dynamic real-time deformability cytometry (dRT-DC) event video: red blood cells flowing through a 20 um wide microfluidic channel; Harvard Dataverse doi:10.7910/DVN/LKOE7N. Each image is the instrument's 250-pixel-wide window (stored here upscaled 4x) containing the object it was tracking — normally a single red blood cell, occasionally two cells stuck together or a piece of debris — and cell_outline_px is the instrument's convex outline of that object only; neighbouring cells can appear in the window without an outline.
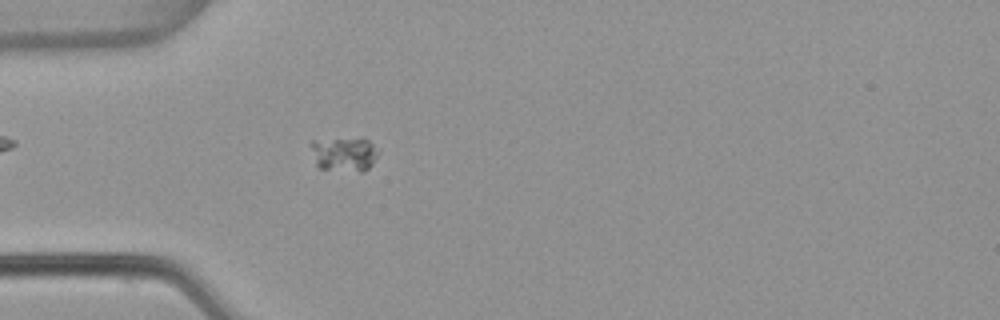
{"species": "common noctule bat (a hibernating species)", "species_latin": "Nyctalus noctula", "temperature_condition": "warm", "stored_images_in_passage": 54, "camera_frame_rate_fps": 3000, "um_per_image_px": 0.085, "animal": {"sex": "female", "body_mass_g": 22.7, "forearm_length_mm": 54.2}, "frame": {"image": 1, "passage_image": 16, "time_ms": 5.0, "image_size_px": [1000, 320], "cell_outline_px": [[380, 152], [372, 164], [364, 172], [360, 172], [320, 168], [316, 164], [312, 148], [312, 140], [360, 136], [368, 140]], "centroid_in_image_um": [29.3, 13.06], "position_along_channel_um": 55.7, "area_um2": 13.76}}
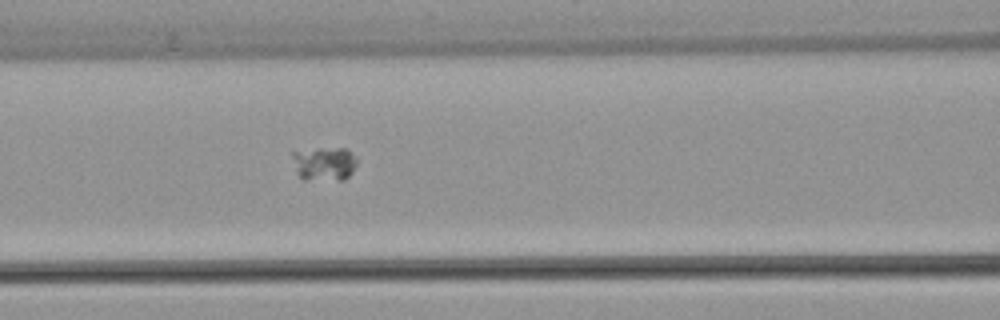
{"frame": {"image": 2, "passage_image": 23, "time_ms": 7.333, "image_size_px": [1000, 320], "cell_outline_px": [[356, 164], [352, 172], [344, 180], [304, 180], [296, 172], [292, 156], [292, 152], [316, 148], [348, 148], [356, 156]], "centroid_in_image_um": [27.57, 13.91], "position_along_channel_um": 139.0, "area_um2": 12.95}}
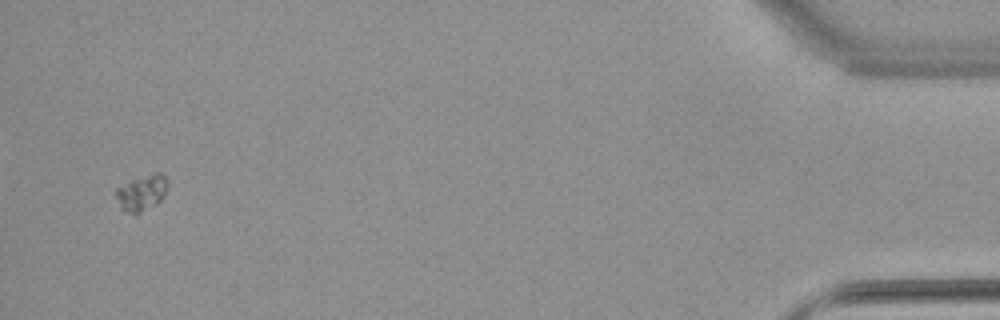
{"frame": {"image": 3, "passage_image": 52, "time_ms": 17.0, "image_size_px": [1000, 320], "cell_outline_px": [[168, 188], [160, 200], [156, 204], [140, 212], [124, 212], [120, 208], [116, 196], [116, 188], [132, 180], [156, 172], [160, 172], [168, 180]], "centroid_in_image_um": [12.06, 16.37], "position_along_channel_um": 423.1, "area_um2": 10.58}}